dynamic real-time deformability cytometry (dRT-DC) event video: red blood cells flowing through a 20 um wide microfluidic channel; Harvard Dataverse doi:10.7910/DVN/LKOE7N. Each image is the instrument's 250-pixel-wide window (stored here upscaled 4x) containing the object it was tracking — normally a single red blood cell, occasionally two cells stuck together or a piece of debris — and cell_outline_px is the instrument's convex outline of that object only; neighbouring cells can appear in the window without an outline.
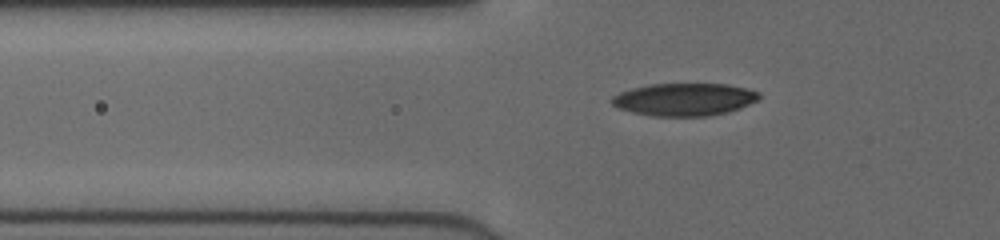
{"species": "human", "species_latin": "Homo sapiens", "temperature_condition": "cold", "stored_images_in_passage": 37, "camera_frame_rate_fps": 3000, "um_per_image_px": 0.085, "donor": {"sex": "female"}, "frame": {"image": 1, "passage_image": 4, "time_ms": 1.0, "image_size_px": [1000, 240], "cell_outline_px": [[760, 96], [756, 100], [740, 108], [728, 112], [708, 116], [652, 116], [632, 112], [620, 108], [612, 104], [608, 100], [612, 96], [620, 92], [632, 88], [652, 84], [728, 84], [760, 92]], "centroid_in_image_um": [58.14, 8.45], "position_along_channel_um": 67.7, "area_um2": 27.92}}
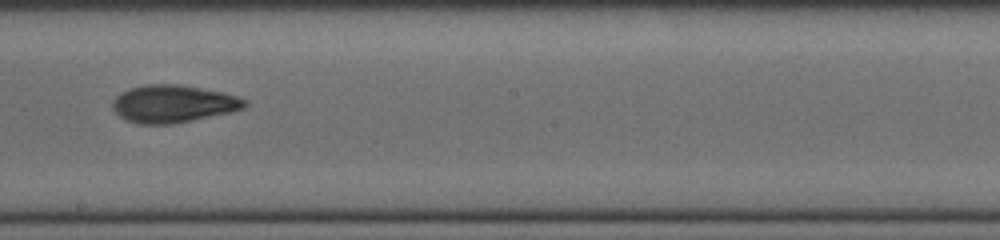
{"frame": {"image": 2, "passage_image": 17, "time_ms": 5.333, "image_size_px": [1000, 240], "cell_outline_px": [[248, 104], [244, 108], [232, 112], [172, 124], [140, 124], [128, 120], [120, 116], [112, 108], [112, 100], [116, 96], [132, 88], [148, 84], [180, 84], [224, 92], [248, 100]], "centroid_in_image_um": [14.76, 8.82], "position_along_channel_um": 233.4, "area_um2": 28.84}}
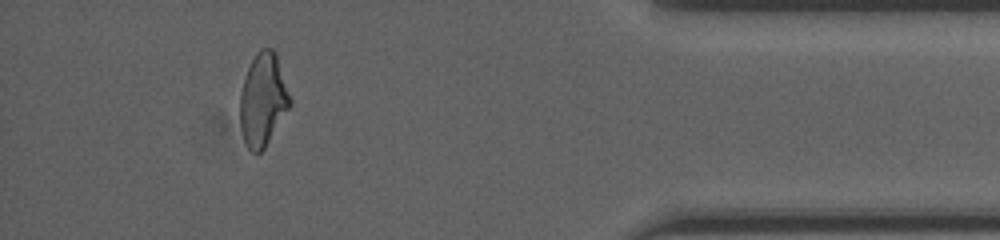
{"frame": {"image": 3, "passage_image": 33, "time_ms": 10.667, "image_size_px": [1000, 240], "cell_outline_px": [[292, 104], [264, 148], [260, 152], [252, 152], [248, 148], [244, 140], [240, 128], [240, 96], [244, 80], [248, 68], [256, 52], [260, 48], [272, 48], [276, 52], [292, 100]], "centroid_in_image_um": [22.37, 8.46], "position_along_channel_um": 412.8, "area_um2": 26.99}, "authors_computed_cell_mechanics": {"area_um2": 27.6284, "velocity_mm_per_s": 4.0166, "shape_relaxation_time_tau1_ms": 4.3886, "shape_relaxation_time_tau2_ms": 3.6294, "deformation_change_tau1": 0.1554, "deformation_change_tau2": 0.0963}}